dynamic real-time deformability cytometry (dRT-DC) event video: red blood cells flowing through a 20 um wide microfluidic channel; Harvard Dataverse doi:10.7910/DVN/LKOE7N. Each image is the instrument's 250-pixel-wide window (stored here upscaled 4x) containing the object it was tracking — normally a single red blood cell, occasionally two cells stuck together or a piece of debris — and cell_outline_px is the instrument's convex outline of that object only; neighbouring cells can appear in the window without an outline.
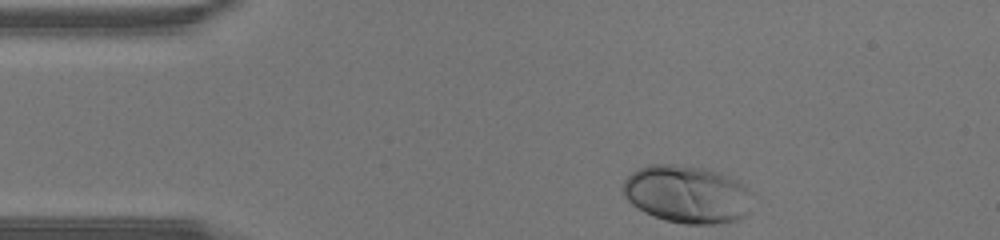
{"species": "human", "species_latin": "Homo sapiens", "temperature_condition": "warm", "stored_images_in_passage": 30, "camera_frame_rate_fps": 3000, "um_per_image_px": 0.085, "donor": {"sex": "male"}, "frame": {"image": 1, "passage_image": 1, "time_ms": 0.0, "image_size_px": [1000, 240], "cell_outline_px": [[752, 192], [744, 216], [736, 220], [712, 224], [684, 224], [664, 220], [644, 212], [632, 204], [624, 196], [620, 188], [624, 180], [632, 172], [648, 164], [676, 164], [704, 168], [728, 176], [736, 180], [748, 188]], "centroid_in_image_um": [58.34, 16.5], "position_along_channel_um": 26.7, "area_um2": 43.41}}
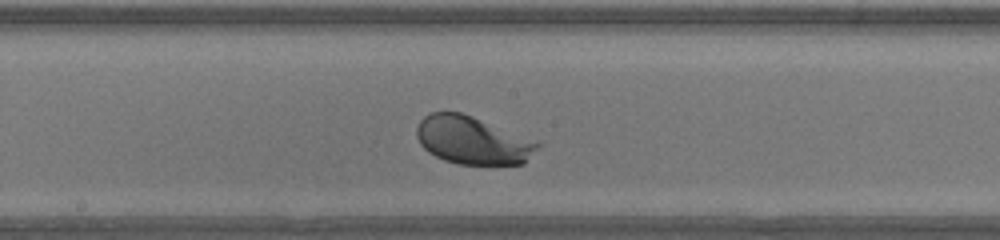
{"frame": {"image": 2, "passage_image": 17, "time_ms": 5.333, "image_size_px": [1000, 240], "cell_outline_px": [[540, 144], [524, 164], [456, 164], [444, 160], [428, 152], [420, 144], [416, 136], [416, 128], [420, 120], [424, 116], [432, 112], [460, 112], [472, 116]], "centroid_in_image_um": [40.08, 11.93], "position_along_channel_um": 208.1, "area_um2": 33.06}}
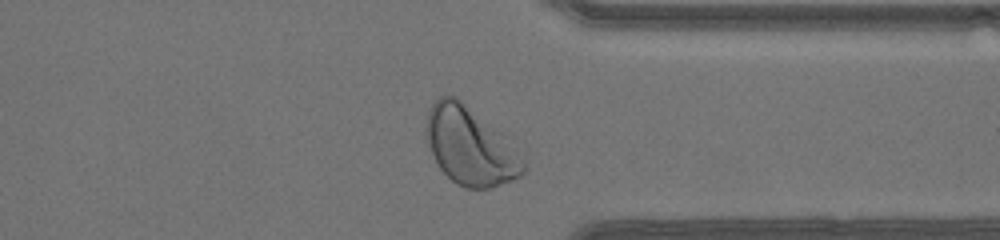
{"frame": {"image": 3, "passage_image": 28, "time_ms": 9.0, "image_size_px": [1000, 240], "cell_outline_px": [[528, 168], [520, 176], [492, 188], [464, 188], [456, 184], [440, 168], [428, 144], [424, 132], [424, 128], [428, 108], [440, 96], [456, 96], [500, 132], [524, 160]], "centroid_in_image_um": [39.93, 12.42], "position_along_channel_um": 371.5, "area_um2": 43.75}}